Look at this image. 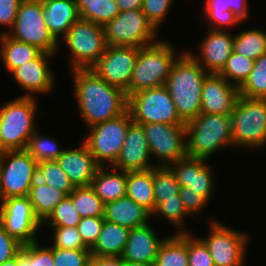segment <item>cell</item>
Segmentation results:
<instances>
[{
    "label": "cell",
    "mask_w": 266,
    "mask_h": 266,
    "mask_svg": "<svg viewBox=\"0 0 266 266\" xmlns=\"http://www.w3.org/2000/svg\"><path fill=\"white\" fill-rule=\"evenodd\" d=\"M74 95L87 128L123 114L127 110L126 93L108 84L91 69H73Z\"/></svg>",
    "instance_id": "1"
},
{
    "label": "cell",
    "mask_w": 266,
    "mask_h": 266,
    "mask_svg": "<svg viewBox=\"0 0 266 266\" xmlns=\"http://www.w3.org/2000/svg\"><path fill=\"white\" fill-rule=\"evenodd\" d=\"M178 55L165 87L180 118L186 123L201 113L202 86L209 74L185 51Z\"/></svg>",
    "instance_id": "2"
},
{
    "label": "cell",
    "mask_w": 266,
    "mask_h": 266,
    "mask_svg": "<svg viewBox=\"0 0 266 266\" xmlns=\"http://www.w3.org/2000/svg\"><path fill=\"white\" fill-rule=\"evenodd\" d=\"M185 127L188 156L209 160L222 147H233L230 114L200 113Z\"/></svg>",
    "instance_id": "3"
},
{
    "label": "cell",
    "mask_w": 266,
    "mask_h": 266,
    "mask_svg": "<svg viewBox=\"0 0 266 266\" xmlns=\"http://www.w3.org/2000/svg\"><path fill=\"white\" fill-rule=\"evenodd\" d=\"M177 54L167 40L139 48L137 60L128 87V97L138 91L164 86Z\"/></svg>",
    "instance_id": "4"
},
{
    "label": "cell",
    "mask_w": 266,
    "mask_h": 266,
    "mask_svg": "<svg viewBox=\"0 0 266 266\" xmlns=\"http://www.w3.org/2000/svg\"><path fill=\"white\" fill-rule=\"evenodd\" d=\"M35 96H20L0 106V152L25 150L37 130Z\"/></svg>",
    "instance_id": "5"
},
{
    "label": "cell",
    "mask_w": 266,
    "mask_h": 266,
    "mask_svg": "<svg viewBox=\"0 0 266 266\" xmlns=\"http://www.w3.org/2000/svg\"><path fill=\"white\" fill-rule=\"evenodd\" d=\"M230 117L235 148L266 146V99L239 96Z\"/></svg>",
    "instance_id": "6"
},
{
    "label": "cell",
    "mask_w": 266,
    "mask_h": 266,
    "mask_svg": "<svg viewBox=\"0 0 266 266\" xmlns=\"http://www.w3.org/2000/svg\"><path fill=\"white\" fill-rule=\"evenodd\" d=\"M132 122L127 109L115 118L88 128L90 133L85 135L83 142L99 166H107L109 163L111 167L116 162Z\"/></svg>",
    "instance_id": "7"
},
{
    "label": "cell",
    "mask_w": 266,
    "mask_h": 266,
    "mask_svg": "<svg viewBox=\"0 0 266 266\" xmlns=\"http://www.w3.org/2000/svg\"><path fill=\"white\" fill-rule=\"evenodd\" d=\"M107 46L143 47L157 42L158 30L142 9L120 12L103 25Z\"/></svg>",
    "instance_id": "8"
},
{
    "label": "cell",
    "mask_w": 266,
    "mask_h": 266,
    "mask_svg": "<svg viewBox=\"0 0 266 266\" xmlns=\"http://www.w3.org/2000/svg\"><path fill=\"white\" fill-rule=\"evenodd\" d=\"M73 69H90L107 48L103 25L78 19L63 37Z\"/></svg>",
    "instance_id": "9"
},
{
    "label": "cell",
    "mask_w": 266,
    "mask_h": 266,
    "mask_svg": "<svg viewBox=\"0 0 266 266\" xmlns=\"http://www.w3.org/2000/svg\"><path fill=\"white\" fill-rule=\"evenodd\" d=\"M127 109L132 121L141 125L148 123L185 125L165 86L144 89L130 95Z\"/></svg>",
    "instance_id": "10"
},
{
    "label": "cell",
    "mask_w": 266,
    "mask_h": 266,
    "mask_svg": "<svg viewBox=\"0 0 266 266\" xmlns=\"http://www.w3.org/2000/svg\"><path fill=\"white\" fill-rule=\"evenodd\" d=\"M5 33L17 41L35 45L43 52H58L59 43L50 34L44 21L42 0H23L13 28L0 34Z\"/></svg>",
    "instance_id": "11"
},
{
    "label": "cell",
    "mask_w": 266,
    "mask_h": 266,
    "mask_svg": "<svg viewBox=\"0 0 266 266\" xmlns=\"http://www.w3.org/2000/svg\"><path fill=\"white\" fill-rule=\"evenodd\" d=\"M37 164L26 150L1 152L0 200L28 196L37 179Z\"/></svg>",
    "instance_id": "12"
},
{
    "label": "cell",
    "mask_w": 266,
    "mask_h": 266,
    "mask_svg": "<svg viewBox=\"0 0 266 266\" xmlns=\"http://www.w3.org/2000/svg\"><path fill=\"white\" fill-rule=\"evenodd\" d=\"M220 221H210V233L200 239L207 246L215 266H244L248 235Z\"/></svg>",
    "instance_id": "13"
},
{
    "label": "cell",
    "mask_w": 266,
    "mask_h": 266,
    "mask_svg": "<svg viewBox=\"0 0 266 266\" xmlns=\"http://www.w3.org/2000/svg\"><path fill=\"white\" fill-rule=\"evenodd\" d=\"M0 223L22 245L37 240L42 223L35 216L28 196L9 197L0 201Z\"/></svg>",
    "instance_id": "14"
},
{
    "label": "cell",
    "mask_w": 266,
    "mask_h": 266,
    "mask_svg": "<svg viewBox=\"0 0 266 266\" xmlns=\"http://www.w3.org/2000/svg\"><path fill=\"white\" fill-rule=\"evenodd\" d=\"M151 157H157V166H169L187 156L185 125L163 123L142 124Z\"/></svg>",
    "instance_id": "15"
},
{
    "label": "cell",
    "mask_w": 266,
    "mask_h": 266,
    "mask_svg": "<svg viewBox=\"0 0 266 266\" xmlns=\"http://www.w3.org/2000/svg\"><path fill=\"white\" fill-rule=\"evenodd\" d=\"M140 47L107 46L99 60L90 68L108 84L123 90L128 87Z\"/></svg>",
    "instance_id": "16"
},
{
    "label": "cell",
    "mask_w": 266,
    "mask_h": 266,
    "mask_svg": "<svg viewBox=\"0 0 266 266\" xmlns=\"http://www.w3.org/2000/svg\"><path fill=\"white\" fill-rule=\"evenodd\" d=\"M208 159L185 156L168 167L176 176L180 187H187L192 192L202 195L207 201L214 191V178Z\"/></svg>",
    "instance_id": "17"
},
{
    "label": "cell",
    "mask_w": 266,
    "mask_h": 266,
    "mask_svg": "<svg viewBox=\"0 0 266 266\" xmlns=\"http://www.w3.org/2000/svg\"><path fill=\"white\" fill-rule=\"evenodd\" d=\"M208 33L200 40L196 56L191 51L188 53L208 73L219 74L226 65L227 59L233 52L234 35L228 30H213L208 28ZM191 52V53H190ZM200 59H199V58Z\"/></svg>",
    "instance_id": "18"
},
{
    "label": "cell",
    "mask_w": 266,
    "mask_h": 266,
    "mask_svg": "<svg viewBox=\"0 0 266 266\" xmlns=\"http://www.w3.org/2000/svg\"><path fill=\"white\" fill-rule=\"evenodd\" d=\"M55 54L42 52L36 59L15 68L10 74L14 81L26 91L22 96L33 97L36 94L48 93L54 87V74L49 61ZM34 94V95H33Z\"/></svg>",
    "instance_id": "19"
},
{
    "label": "cell",
    "mask_w": 266,
    "mask_h": 266,
    "mask_svg": "<svg viewBox=\"0 0 266 266\" xmlns=\"http://www.w3.org/2000/svg\"><path fill=\"white\" fill-rule=\"evenodd\" d=\"M150 157L143 125L132 122L128 128L122 150L112 166L126 172L150 170L157 166L150 162Z\"/></svg>",
    "instance_id": "20"
},
{
    "label": "cell",
    "mask_w": 266,
    "mask_h": 266,
    "mask_svg": "<svg viewBox=\"0 0 266 266\" xmlns=\"http://www.w3.org/2000/svg\"><path fill=\"white\" fill-rule=\"evenodd\" d=\"M239 96V87L220 74L209 73L202 86L201 113L231 114Z\"/></svg>",
    "instance_id": "21"
},
{
    "label": "cell",
    "mask_w": 266,
    "mask_h": 266,
    "mask_svg": "<svg viewBox=\"0 0 266 266\" xmlns=\"http://www.w3.org/2000/svg\"><path fill=\"white\" fill-rule=\"evenodd\" d=\"M56 161L74 187L90 186L99 167L83 141L78 148L65 149Z\"/></svg>",
    "instance_id": "22"
},
{
    "label": "cell",
    "mask_w": 266,
    "mask_h": 266,
    "mask_svg": "<svg viewBox=\"0 0 266 266\" xmlns=\"http://www.w3.org/2000/svg\"><path fill=\"white\" fill-rule=\"evenodd\" d=\"M164 238L159 239L150 223L130 229L121 258L124 261L155 263Z\"/></svg>",
    "instance_id": "23"
},
{
    "label": "cell",
    "mask_w": 266,
    "mask_h": 266,
    "mask_svg": "<svg viewBox=\"0 0 266 266\" xmlns=\"http://www.w3.org/2000/svg\"><path fill=\"white\" fill-rule=\"evenodd\" d=\"M43 17L50 34L59 43L80 17L76 0H42Z\"/></svg>",
    "instance_id": "24"
},
{
    "label": "cell",
    "mask_w": 266,
    "mask_h": 266,
    "mask_svg": "<svg viewBox=\"0 0 266 266\" xmlns=\"http://www.w3.org/2000/svg\"><path fill=\"white\" fill-rule=\"evenodd\" d=\"M152 214L130 197L124 196L105 204L104 220L133 229L150 223Z\"/></svg>",
    "instance_id": "25"
},
{
    "label": "cell",
    "mask_w": 266,
    "mask_h": 266,
    "mask_svg": "<svg viewBox=\"0 0 266 266\" xmlns=\"http://www.w3.org/2000/svg\"><path fill=\"white\" fill-rule=\"evenodd\" d=\"M108 166H99L91 182L95 194L106 204L126 196L127 172Z\"/></svg>",
    "instance_id": "26"
},
{
    "label": "cell",
    "mask_w": 266,
    "mask_h": 266,
    "mask_svg": "<svg viewBox=\"0 0 266 266\" xmlns=\"http://www.w3.org/2000/svg\"><path fill=\"white\" fill-rule=\"evenodd\" d=\"M129 233V228L104 220L98 239L90 249L91 255L121 257Z\"/></svg>",
    "instance_id": "27"
},
{
    "label": "cell",
    "mask_w": 266,
    "mask_h": 266,
    "mask_svg": "<svg viewBox=\"0 0 266 266\" xmlns=\"http://www.w3.org/2000/svg\"><path fill=\"white\" fill-rule=\"evenodd\" d=\"M0 57L7 72L36 59L43 51L37 46L17 41L7 33L0 34Z\"/></svg>",
    "instance_id": "28"
},
{
    "label": "cell",
    "mask_w": 266,
    "mask_h": 266,
    "mask_svg": "<svg viewBox=\"0 0 266 266\" xmlns=\"http://www.w3.org/2000/svg\"><path fill=\"white\" fill-rule=\"evenodd\" d=\"M126 196L151 214L155 210L153 168L145 171H128Z\"/></svg>",
    "instance_id": "29"
},
{
    "label": "cell",
    "mask_w": 266,
    "mask_h": 266,
    "mask_svg": "<svg viewBox=\"0 0 266 266\" xmlns=\"http://www.w3.org/2000/svg\"><path fill=\"white\" fill-rule=\"evenodd\" d=\"M66 196L65 192L59 191L54 187L42 183L36 179L31 186L29 199L35 216L43 223L53 212L55 206L61 202Z\"/></svg>",
    "instance_id": "30"
},
{
    "label": "cell",
    "mask_w": 266,
    "mask_h": 266,
    "mask_svg": "<svg viewBox=\"0 0 266 266\" xmlns=\"http://www.w3.org/2000/svg\"><path fill=\"white\" fill-rule=\"evenodd\" d=\"M154 266H189L187 233H175L161 244Z\"/></svg>",
    "instance_id": "31"
},
{
    "label": "cell",
    "mask_w": 266,
    "mask_h": 266,
    "mask_svg": "<svg viewBox=\"0 0 266 266\" xmlns=\"http://www.w3.org/2000/svg\"><path fill=\"white\" fill-rule=\"evenodd\" d=\"M80 19L104 25L113 20L120 9L116 0H76Z\"/></svg>",
    "instance_id": "32"
},
{
    "label": "cell",
    "mask_w": 266,
    "mask_h": 266,
    "mask_svg": "<svg viewBox=\"0 0 266 266\" xmlns=\"http://www.w3.org/2000/svg\"><path fill=\"white\" fill-rule=\"evenodd\" d=\"M69 196L81 218L104 217L105 203L91 186L75 187Z\"/></svg>",
    "instance_id": "33"
},
{
    "label": "cell",
    "mask_w": 266,
    "mask_h": 266,
    "mask_svg": "<svg viewBox=\"0 0 266 266\" xmlns=\"http://www.w3.org/2000/svg\"><path fill=\"white\" fill-rule=\"evenodd\" d=\"M233 51L256 60L266 52V32L256 29H246L234 35Z\"/></svg>",
    "instance_id": "34"
},
{
    "label": "cell",
    "mask_w": 266,
    "mask_h": 266,
    "mask_svg": "<svg viewBox=\"0 0 266 266\" xmlns=\"http://www.w3.org/2000/svg\"><path fill=\"white\" fill-rule=\"evenodd\" d=\"M204 16L209 22V29L227 30L242 21L230 10L227 0H204ZM211 25V26H210Z\"/></svg>",
    "instance_id": "35"
},
{
    "label": "cell",
    "mask_w": 266,
    "mask_h": 266,
    "mask_svg": "<svg viewBox=\"0 0 266 266\" xmlns=\"http://www.w3.org/2000/svg\"><path fill=\"white\" fill-rule=\"evenodd\" d=\"M153 182L155 208L164 200L176 199V195L179 194L180 185L168 166L153 168Z\"/></svg>",
    "instance_id": "36"
},
{
    "label": "cell",
    "mask_w": 266,
    "mask_h": 266,
    "mask_svg": "<svg viewBox=\"0 0 266 266\" xmlns=\"http://www.w3.org/2000/svg\"><path fill=\"white\" fill-rule=\"evenodd\" d=\"M242 97L266 99V52L255 60L253 69L239 87Z\"/></svg>",
    "instance_id": "37"
},
{
    "label": "cell",
    "mask_w": 266,
    "mask_h": 266,
    "mask_svg": "<svg viewBox=\"0 0 266 266\" xmlns=\"http://www.w3.org/2000/svg\"><path fill=\"white\" fill-rule=\"evenodd\" d=\"M37 129L28 140L25 150L37 161V163L44 161L56 160L65 149H61L56 141L48 136H41Z\"/></svg>",
    "instance_id": "38"
},
{
    "label": "cell",
    "mask_w": 266,
    "mask_h": 266,
    "mask_svg": "<svg viewBox=\"0 0 266 266\" xmlns=\"http://www.w3.org/2000/svg\"><path fill=\"white\" fill-rule=\"evenodd\" d=\"M37 179L67 195L75 188L56 160L38 163Z\"/></svg>",
    "instance_id": "39"
},
{
    "label": "cell",
    "mask_w": 266,
    "mask_h": 266,
    "mask_svg": "<svg viewBox=\"0 0 266 266\" xmlns=\"http://www.w3.org/2000/svg\"><path fill=\"white\" fill-rule=\"evenodd\" d=\"M254 62L255 60L233 51L219 74L230 84L240 87L251 73Z\"/></svg>",
    "instance_id": "40"
},
{
    "label": "cell",
    "mask_w": 266,
    "mask_h": 266,
    "mask_svg": "<svg viewBox=\"0 0 266 266\" xmlns=\"http://www.w3.org/2000/svg\"><path fill=\"white\" fill-rule=\"evenodd\" d=\"M81 221V216L73 206L70 196H66L59 202L49 217L42 223L50 227H77Z\"/></svg>",
    "instance_id": "41"
},
{
    "label": "cell",
    "mask_w": 266,
    "mask_h": 266,
    "mask_svg": "<svg viewBox=\"0 0 266 266\" xmlns=\"http://www.w3.org/2000/svg\"><path fill=\"white\" fill-rule=\"evenodd\" d=\"M156 214H158V217L161 215L163 219H167L172 225L174 224L173 226L180 230H177V233H189V231L184 228V220L189 214L186 212L179 194L176 195V199L164 200L160 203L152 213V215L155 216Z\"/></svg>",
    "instance_id": "42"
},
{
    "label": "cell",
    "mask_w": 266,
    "mask_h": 266,
    "mask_svg": "<svg viewBox=\"0 0 266 266\" xmlns=\"http://www.w3.org/2000/svg\"><path fill=\"white\" fill-rule=\"evenodd\" d=\"M53 247L41 246L38 241L23 245V266H53Z\"/></svg>",
    "instance_id": "43"
},
{
    "label": "cell",
    "mask_w": 266,
    "mask_h": 266,
    "mask_svg": "<svg viewBox=\"0 0 266 266\" xmlns=\"http://www.w3.org/2000/svg\"><path fill=\"white\" fill-rule=\"evenodd\" d=\"M54 232L53 248L67 250L89 249L83 242L77 227H50Z\"/></svg>",
    "instance_id": "44"
},
{
    "label": "cell",
    "mask_w": 266,
    "mask_h": 266,
    "mask_svg": "<svg viewBox=\"0 0 266 266\" xmlns=\"http://www.w3.org/2000/svg\"><path fill=\"white\" fill-rule=\"evenodd\" d=\"M187 251L189 266H215L205 243L190 232L187 233Z\"/></svg>",
    "instance_id": "45"
},
{
    "label": "cell",
    "mask_w": 266,
    "mask_h": 266,
    "mask_svg": "<svg viewBox=\"0 0 266 266\" xmlns=\"http://www.w3.org/2000/svg\"><path fill=\"white\" fill-rule=\"evenodd\" d=\"M90 257V249L53 248V266H88Z\"/></svg>",
    "instance_id": "46"
},
{
    "label": "cell",
    "mask_w": 266,
    "mask_h": 266,
    "mask_svg": "<svg viewBox=\"0 0 266 266\" xmlns=\"http://www.w3.org/2000/svg\"><path fill=\"white\" fill-rule=\"evenodd\" d=\"M174 0H143L142 11L148 20L158 30L161 23L165 20Z\"/></svg>",
    "instance_id": "47"
},
{
    "label": "cell",
    "mask_w": 266,
    "mask_h": 266,
    "mask_svg": "<svg viewBox=\"0 0 266 266\" xmlns=\"http://www.w3.org/2000/svg\"><path fill=\"white\" fill-rule=\"evenodd\" d=\"M104 217H86L81 218L77 224L78 232L84 244L91 249L98 239L102 230Z\"/></svg>",
    "instance_id": "48"
},
{
    "label": "cell",
    "mask_w": 266,
    "mask_h": 266,
    "mask_svg": "<svg viewBox=\"0 0 266 266\" xmlns=\"http://www.w3.org/2000/svg\"><path fill=\"white\" fill-rule=\"evenodd\" d=\"M22 244L7 233L0 223V264L16 257Z\"/></svg>",
    "instance_id": "49"
},
{
    "label": "cell",
    "mask_w": 266,
    "mask_h": 266,
    "mask_svg": "<svg viewBox=\"0 0 266 266\" xmlns=\"http://www.w3.org/2000/svg\"><path fill=\"white\" fill-rule=\"evenodd\" d=\"M179 195L186 212L189 215H192V217L195 214L200 213L202 208L208 203L202 195L192 192V190L187 187H180Z\"/></svg>",
    "instance_id": "50"
},
{
    "label": "cell",
    "mask_w": 266,
    "mask_h": 266,
    "mask_svg": "<svg viewBox=\"0 0 266 266\" xmlns=\"http://www.w3.org/2000/svg\"><path fill=\"white\" fill-rule=\"evenodd\" d=\"M23 0H0V26L11 30L14 26L19 6Z\"/></svg>",
    "instance_id": "51"
},
{
    "label": "cell",
    "mask_w": 266,
    "mask_h": 266,
    "mask_svg": "<svg viewBox=\"0 0 266 266\" xmlns=\"http://www.w3.org/2000/svg\"><path fill=\"white\" fill-rule=\"evenodd\" d=\"M88 266H124V260L121 257L91 255Z\"/></svg>",
    "instance_id": "52"
},
{
    "label": "cell",
    "mask_w": 266,
    "mask_h": 266,
    "mask_svg": "<svg viewBox=\"0 0 266 266\" xmlns=\"http://www.w3.org/2000/svg\"><path fill=\"white\" fill-rule=\"evenodd\" d=\"M230 10L243 22L248 20V4L247 0H227Z\"/></svg>",
    "instance_id": "53"
},
{
    "label": "cell",
    "mask_w": 266,
    "mask_h": 266,
    "mask_svg": "<svg viewBox=\"0 0 266 266\" xmlns=\"http://www.w3.org/2000/svg\"><path fill=\"white\" fill-rule=\"evenodd\" d=\"M119 6L120 12L141 9L143 0H116Z\"/></svg>",
    "instance_id": "54"
},
{
    "label": "cell",
    "mask_w": 266,
    "mask_h": 266,
    "mask_svg": "<svg viewBox=\"0 0 266 266\" xmlns=\"http://www.w3.org/2000/svg\"><path fill=\"white\" fill-rule=\"evenodd\" d=\"M0 266H23V245L21 250L17 253L16 257L11 260L5 261Z\"/></svg>",
    "instance_id": "55"
},
{
    "label": "cell",
    "mask_w": 266,
    "mask_h": 266,
    "mask_svg": "<svg viewBox=\"0 0 266 266\" xmlns=\"http://www.w3.org/2000/svg\"><path fill=\"white\" fill-rule=\"evenodd\" d=\"M124 266H154L152 263L124 261Z\"/></svg>",
    "instance_id": "56"
}]
</instances>
